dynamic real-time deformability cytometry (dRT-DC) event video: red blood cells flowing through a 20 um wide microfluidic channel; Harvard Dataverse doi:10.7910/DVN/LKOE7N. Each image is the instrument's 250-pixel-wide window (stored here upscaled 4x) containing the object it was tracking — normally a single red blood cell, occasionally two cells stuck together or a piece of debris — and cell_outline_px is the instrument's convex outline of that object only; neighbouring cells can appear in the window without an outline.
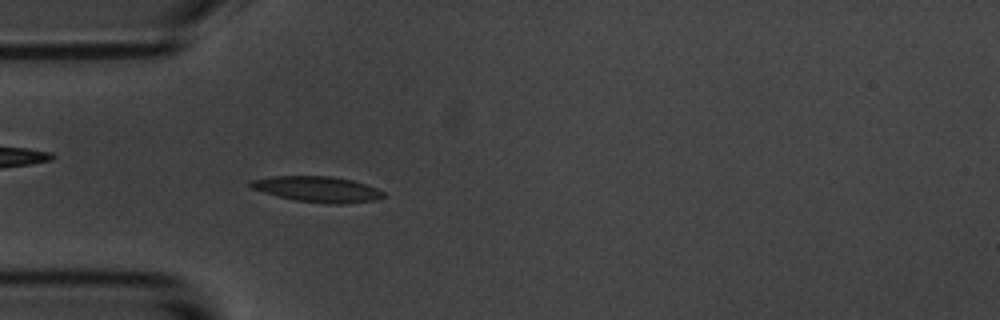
{"species": "common noctule bat (a hibernating species)", "species_latin": "Nyctalus noctula", "temperature_condition": "room temperature", "stored_images_in_passage": 42, "camera_frame_rate_fps": 3000, "um_per_image_px": 0.085, "animal": {"sex": "male", "body_mass_g": 20.1, "forearm_length_mm": 53.5}, "frame": {"image": 1, "passage_image": 3, "time_ms": 0.667, "image_size_px": [1000, 320], "cell_outline_px": [[388, 196], [376, 200], [344, 204], [332, 204], [296, 200], [276, 196], [252, 188], [248, 184], [252, 180], [272, 176], [332, 176], [352, 180], [376, 188], [384, 192]], "centroid_in_image_um": [27.02, 16.08], "position_along_channel_um": 58.0, "area_um2": 19.88}}
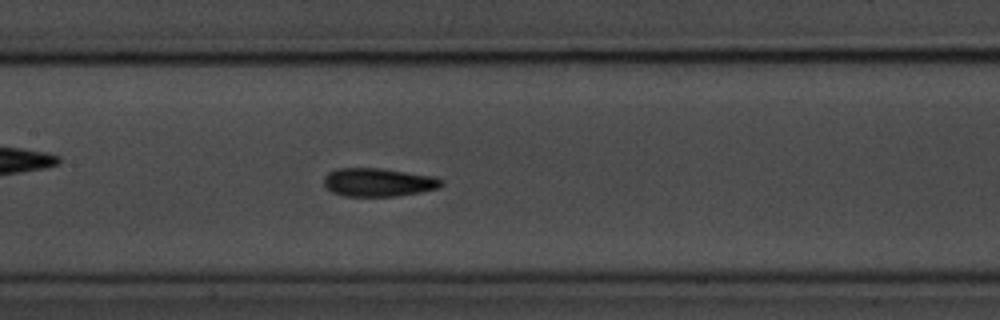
{"frame": {"image": 2, "passage_image": 13, "time_ms": 4.0, "image_size_px": [1000, 320], "cell_outline_px": [[444, 184], [440, 188], [420, 192], [396, 196], [344, 196], [332, 192], [324, 188], [324, 176], [328, 172], [336, 168], [380, 168], [432, 176], [444, 180]], "centroid_in_image_um": [32.13, 15.49], "position_along_channel_um": 175.3, "area_um2": 19.59}}
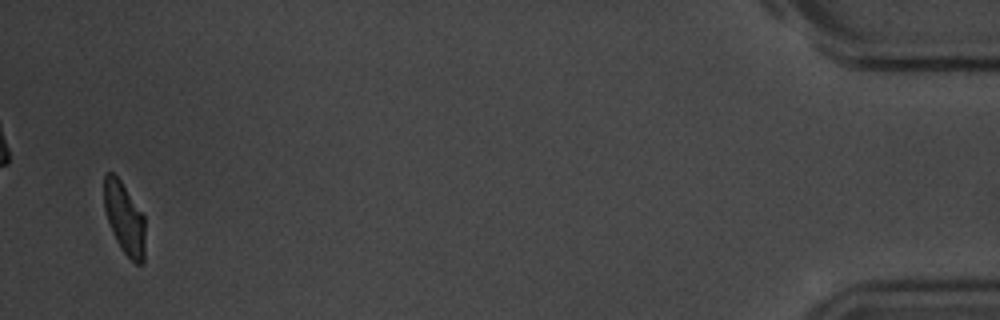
{"frame": {"image": 3, "passage_image": 41, "time_ms": 13.333, "image_size_px": [1000, 320], "cell_outline_px": [[144, 264], [136, 264], [120, 248], [112, 232], [104, 208], [104, 176], [108, 172], [112, 172], [120, 180], [144, 216]], "centroid_in_image_um": [10.57, 18.57], "position_along_channel_um": 424.6, "area_um2": 16.94}, "authors_computed_cell_mechanics": {"area_um2": 18.785, "velocity_mm_per_s": 3.594, "shape_relaxation_time_tau1_ms": 3.0099, "shape_relaxation_time_tau2_ms": 1.9693, "deformation_change_tau1": 0.125, "deformation_change_tau2": 0.0865}}